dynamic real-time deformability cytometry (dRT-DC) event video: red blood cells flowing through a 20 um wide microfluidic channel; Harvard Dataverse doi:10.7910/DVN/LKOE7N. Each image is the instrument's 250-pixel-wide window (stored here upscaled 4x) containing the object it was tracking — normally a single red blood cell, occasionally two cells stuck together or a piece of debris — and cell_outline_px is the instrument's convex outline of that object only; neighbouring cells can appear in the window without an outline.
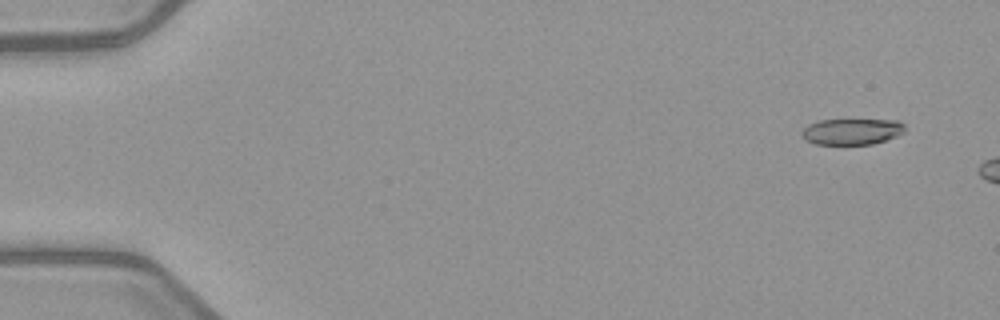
{"species": "common noctule bat (a hibernating species)", "species_latin": "Nyctalus noctula", "temperature_condition": "warm", "stored_images_in_passage": 3, "camera_frame_rate_fps": 3000, "um_per_image_px": 0.085, "animal": {"sex": "female", "body_mass_g": 21.9}, "frame": {"image": 1, "passage_image": 1, "time_ms": 0.0, "image_size_px": [1000, 320], "cell_outline_px": [[904, 132], [896, 136], [872, 144], [816, 144], [808, 140], [800, 132], [808, 124], [820, 120], [900, 120], [904, 124]], "centroid_in_image_um": [72.43, 11.17], "position_along_channel_um": 12.6, "area_um2": 15.49}}